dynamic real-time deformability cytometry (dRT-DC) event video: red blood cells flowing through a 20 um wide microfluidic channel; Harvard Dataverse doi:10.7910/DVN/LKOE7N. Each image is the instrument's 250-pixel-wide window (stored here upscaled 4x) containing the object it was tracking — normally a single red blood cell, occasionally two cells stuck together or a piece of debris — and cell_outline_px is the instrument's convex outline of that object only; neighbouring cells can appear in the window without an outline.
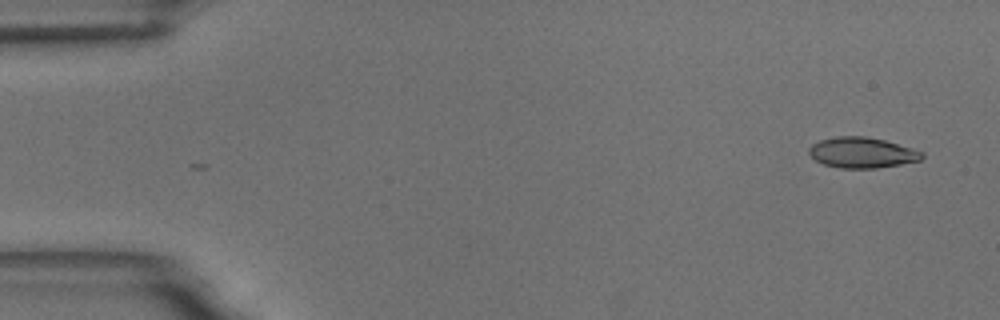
{"species": "common noctule bat (a hibernating species)", "species_latin": "Nyctalus noctula", "temperature_condition": "room temperature", "stored_images_in_passage": 3, "camera_frame_rate_fps": 3000, "um_per_image_px": 0.085, "animal": {"sex": "male", "body_mass_g": 18.8}, "frame": {"image": 1, "passage_image": 1, "time_ms": 0.0, "image_size_px": [1000, 320], "cell_outline_px": [[924, 156], [920, 160], [900, 164], [876, 168], [840, 168], [824, 164], [816, 160], [808, 152], [808, 148], [812, 144], [820, 140], [836, 136], [864, 136], [884, 140], [912, 148], [924, 152]], "centroid_in_image_um": [73.27, 12.97], "position_along_channel_um": 11.7, "area_um2": 20.06}}